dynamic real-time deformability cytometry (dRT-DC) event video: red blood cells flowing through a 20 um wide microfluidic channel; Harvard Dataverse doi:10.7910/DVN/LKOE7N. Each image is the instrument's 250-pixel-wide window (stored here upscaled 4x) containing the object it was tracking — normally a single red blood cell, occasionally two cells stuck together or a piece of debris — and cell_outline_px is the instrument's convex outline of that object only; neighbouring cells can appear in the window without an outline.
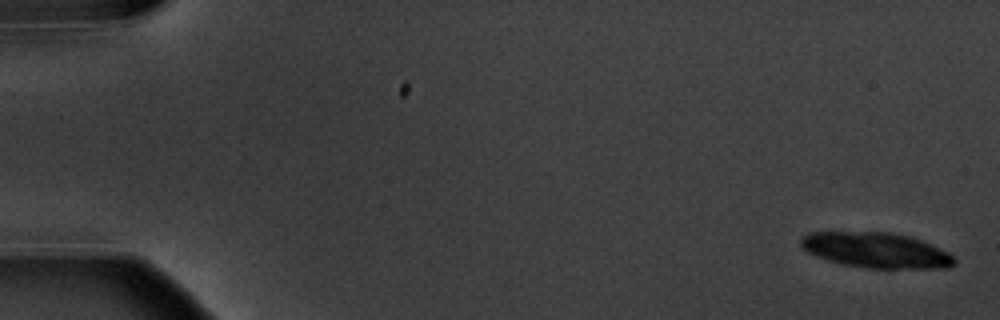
{"species": "common noctule bat (a hibernating species)", "species_latin": "Nyctalus noctula", "temperature_condition": "warm", "stored_images_in_passage": 7, "camera_frame_rate_fps": 3000, "um_per_image_px": 0.085, "animal": {"sex": "male", "body_mass_g": 20.1, "forearm_length_mm": 53.5}, "frame": {"image": 1, "passage_image": 1, "time_ms": 0.0, "image_size_px": [1000, 320], "cell_outline_px": [[956, 264], [948, 268], [868, 268], [840, 264], [816, 256], [808, 252], [800, 244], [800, 240], [808, 232], [888, 232], [908, 236], [920, 240], [948, 252], [956, 260]], "centroid_in_image_um": [74.46, 21.27], "position_along_channel_um": 10.5, "area_um2": 31.44}}
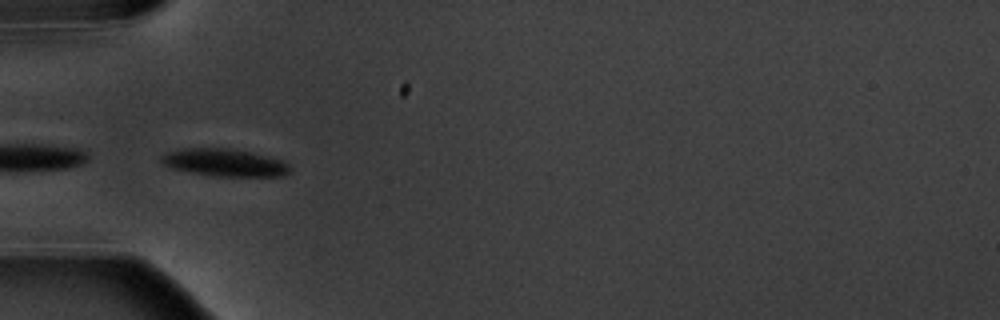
{"frame": {"image": 2, "passage_image": 6, "time_ms": 6.0, "image_size_px": [1000, 320], "cell_outline_px": [[292, 168], [284, 176], [208, 176], [172, 168], [160, 164], [160, 156], [168, 152], [184, 148], [232, 148], [252, 152], [284, 160]], "centroid_in_image_um": [19.09, 13.82], "position_along_channel_um": 65.9, "area_um2": 20.92}}